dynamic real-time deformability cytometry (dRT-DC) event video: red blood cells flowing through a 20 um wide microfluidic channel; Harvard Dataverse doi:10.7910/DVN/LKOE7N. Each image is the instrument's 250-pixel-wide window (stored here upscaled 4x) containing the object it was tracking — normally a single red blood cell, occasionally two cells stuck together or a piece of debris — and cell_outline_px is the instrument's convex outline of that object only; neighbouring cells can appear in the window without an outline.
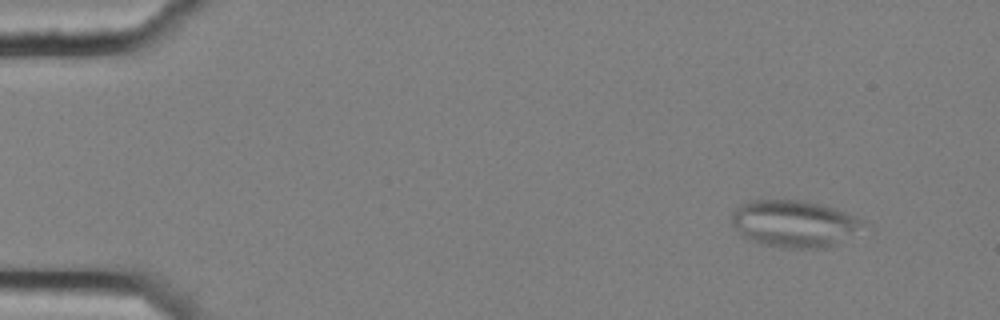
{"species": "common noctule bat (a hibernating species)", "species_latin": "Nyctalus noctula", "temperature_condition": "cold", "stored_images_in_passage": 6, "camera_frame_rate_fps": 3000, "um_per_image_px": 0.085, "animal": {"sex": "female", "body_mass_g": 25.1}, "frame": {"image": 1, "passage_image": 1, "time_ms": 0.0, "image_size_px": [1000, 320], "cell_outline_px": [[872, 228], [828, 248], [780, 248], [760, 244], [740, 236], [732, 224], [732, 212], [736, 208], [752, 200], [804, 200], [820, 204], [856, 216], [872, 224]], "centroid_in_image_um": [67.62, 19.04], "position_along_channel_um": 17.4, "area_um2": 36.99}}